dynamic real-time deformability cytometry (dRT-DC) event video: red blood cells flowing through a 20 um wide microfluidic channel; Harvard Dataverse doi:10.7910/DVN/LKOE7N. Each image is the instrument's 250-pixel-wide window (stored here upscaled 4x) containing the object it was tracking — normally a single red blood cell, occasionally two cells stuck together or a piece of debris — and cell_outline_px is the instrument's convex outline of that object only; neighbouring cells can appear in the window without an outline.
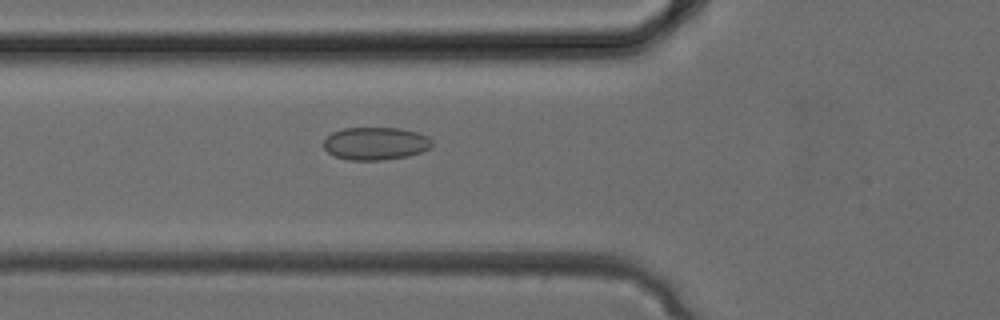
{"species": "common noctule bat (a hibernating species)", "species_latin": "Nyctalus noctula", "temperature_condition": "cold", "stored_images_in_passage": 25, "camera_frame_rate_fps": 3000, "um_per_image_px": 0.085, "animal": {"sex": "female", "body_mass_g": 24.6, "forearm_length_mm": 56.2}, "frame": {"image": 1, "passage_image": 4, "time_ms": 1.0, "image_size_px": [1000, 320], "cell_outline_px": [[432, 148], [408, 156], [384, 160], [348, 160], [336, 156], [328, 152], [324, 148], [324, 140], [332, 132], [344, 128], [400, 128], [416, 132], [428, 136], [432, 140]], "centroid_in_image_um": [31.94, 12.2], "position_along_channel_um": 93.9, "area_um2": 20.75}}
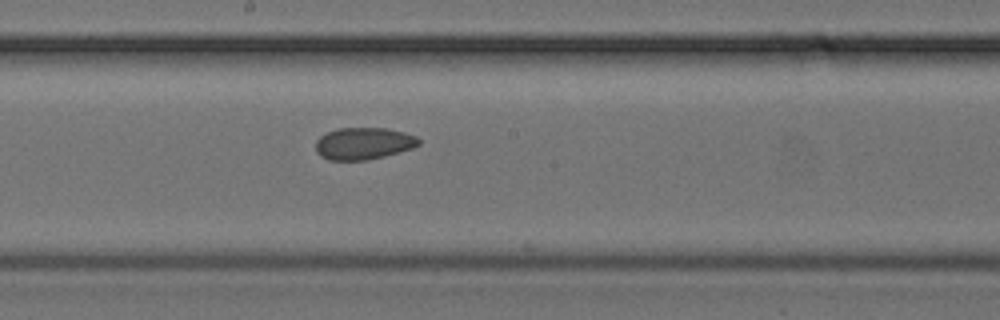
{"frame": {"image": 2, "passage_image": 10, "time_ms": 3.0, "image_size_px": [1000, 320], "cell_outline_px": [[420, 144], [412, 148], [384, 156], [368, 160], [328, 160], [320, 156], [316, 152], [316, 140], [320, 136], [336, 128], [388, 128], [404, 132], [416, 136], [420, 140]], "centroid_in_image_um": [30.89, 12.19], "position_along_channel_um": 217.3, "area_um2": 19.31}}
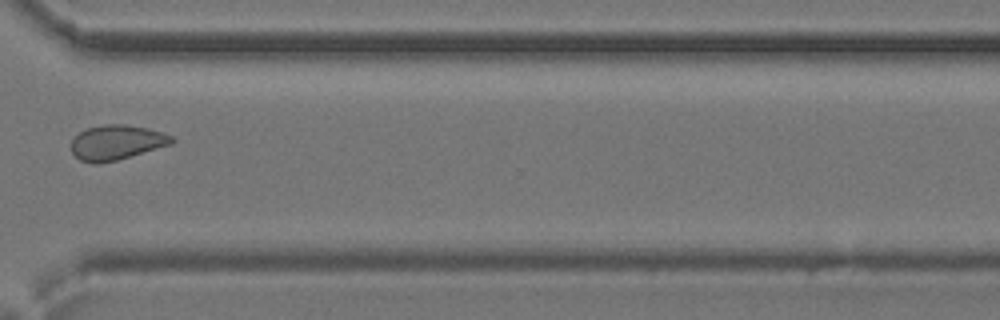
{"frame": {"image": 3, "passage_image": 17, "time_ms": 5.333, "image_size_px": [1000, 320], "cell_outline_px": [[176, 140], [172, 144], [116, 160], [96, 164], [92, 164], [80, 160], [72, 152], [72, 140], [80, 132], [88, 128], [104, 124], [124, 124], [148, 128], [164, 132], [172, 136]], "centroid_in_image_um": [9.93, 12.1], "position_along_channel_um": 360.7, "area_um2": 20.35}}